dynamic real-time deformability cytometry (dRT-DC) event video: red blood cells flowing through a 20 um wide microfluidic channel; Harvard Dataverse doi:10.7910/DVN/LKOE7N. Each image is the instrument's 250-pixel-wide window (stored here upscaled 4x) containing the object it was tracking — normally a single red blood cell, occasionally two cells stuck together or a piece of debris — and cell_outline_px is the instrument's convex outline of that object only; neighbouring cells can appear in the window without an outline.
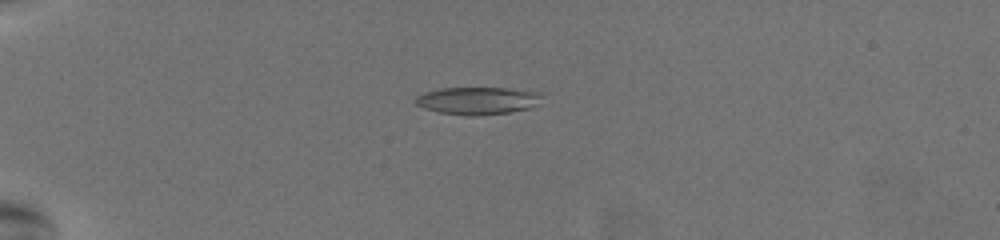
{"species": "common noctule bat (a hibernating species)", "species_latin": "Nyctalus noctula", "temperature_condition": "warm", "stored_images_in_passage": 59, "camera_frame_rate_fps": 3000, "um_per_image_px": 0.085, "animal": {"sex": "female", "body_mass_g": 19.5, "forearm_length_mm": 54.1}, "frame": {"image": 1, "passage_image": 18, "time_ms": 5.667, "image_size_px": [1000, 240], "cell_outline_px": [[540, 104], [532, 108], [508, 112], [476, 116], [468, 116], [440, 112], [424, 108], [416, 104], [412, 100], [416, 96], [424, 92], [440, 88], [508, 88], [532, 92], [540, 96]], "centroid_in_image_um": [40.54, 8.56], "position_along_channel_um": 44.5, "area_um2": 20.17}}
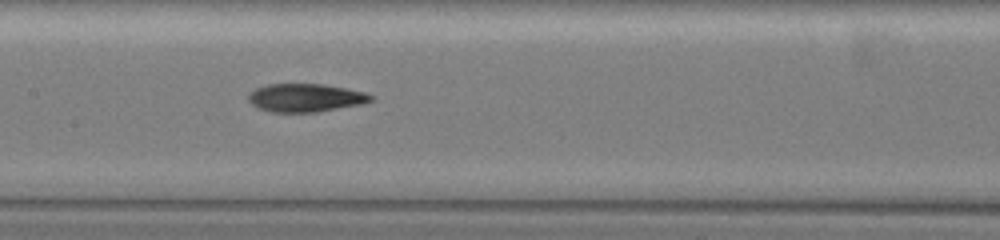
{"frame": {"image": 2, "passage_image": 33, "time_ms": 10.667, "image_size_px": [1000, 240], "cell_outline_px": [[372, 100], [360, 104], [316, 112], [272, 112], [256, 108], [248, 100], [248, 96], [256, 88], [268, 84], [324, 84], [364, 92], [372, 96]], "centroid_in_image_um": [25.92, 8.31], "position_along_channel_um": 181.5, "area_um2": 19.88}}
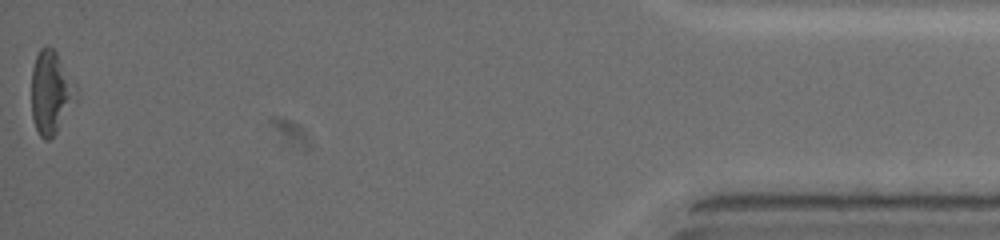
{"frame": {"image": 3, "passage_image": 59, "time_ms": 19.333, "image_size_px": [1000, 240], "cell_outline_px": [[80, 96], [56, 132], [48, 140], [44, 140], [40, 136], [32, 120], [32, 68], [36, 56], [40, 48], [44, 44], [48, 44], [56, 52]], "centroid_in_image_um": [4.32, 7.86], "position_along_channel_um": 430.9, "area_um2": 21.56}, "authors_computed_cell_mechanics": {"area_um2": 20.3456, "velocity_mm_per_s": 3.7712, "shape_relaxation_time_tau1_ms": 5.1223, "shape_relaxation_time_tau2_ms": 3.195, "deformation_change_tau1": 0.1917, "deformation_change_tau2": 0.1192}}